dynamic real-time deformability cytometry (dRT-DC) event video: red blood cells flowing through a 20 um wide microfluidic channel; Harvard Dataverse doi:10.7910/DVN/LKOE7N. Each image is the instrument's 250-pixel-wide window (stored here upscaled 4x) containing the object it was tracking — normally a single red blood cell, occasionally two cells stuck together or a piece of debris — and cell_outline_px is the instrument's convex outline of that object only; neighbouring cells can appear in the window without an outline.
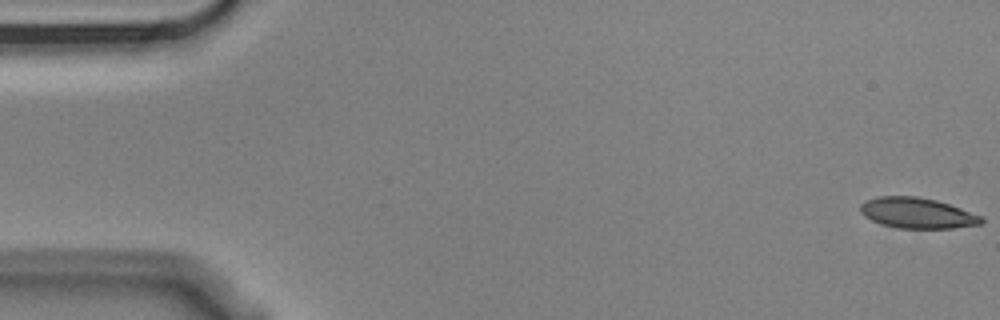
{"species": "Egyptian fruit bat (a non-hibernating species)", "species_latin": "Rousettus aegyptiacus", "temperature_condition": "cold", "stored_images_in_passage": 6, "camera_frame_rate_fps": 3000, "um_per_image_px": 0.085, "animal": {"sex": "male"}, "frame": {"image": 1, "passage_image": 1, "time_ms": 0.0, "image_size_px": [1000, 320], "cell_outline_px": [[984, 220], [980, 224], [952, 228], [896, 228], [880, 224], [864, 216], [860, 212], [860, 204], [864, 200], [876, 196], [916, 196], [936, 200], [960, 208], [980, 216]], "centroid_in_image_um": [77.89, 18.1], "position_along_channel_um": 7.1, "area_um2": 21.56}}
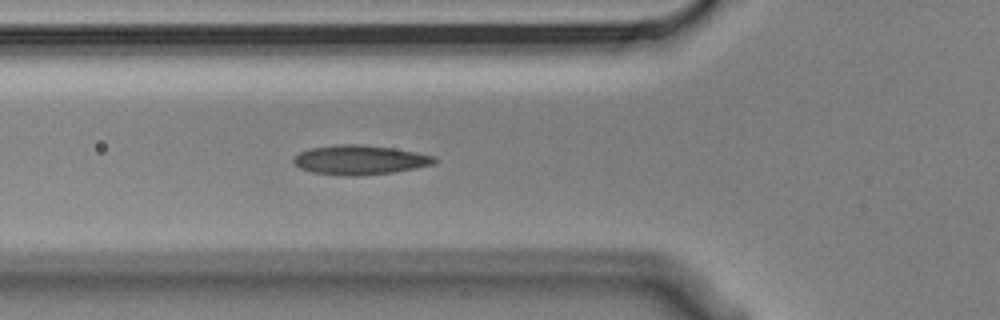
{"frame": {"image": 2, "passage_image": 6, "time_ms": 1.667, "image_size_px": [1000, 320], "cell_outline_px": [[436, 160], [432, 164], [392, 172], [356, 176], [348, 176], [312, 172], [300, 168], [292, 160], [300, 152], [312, 148], [344, 144], [360, 144], [392, 148], [416, 152], [436, 156]], "centroid_in_image_um": [30.58, 13.59], "position_along_channel_um": 95.2, "area_um2": 23.7}}